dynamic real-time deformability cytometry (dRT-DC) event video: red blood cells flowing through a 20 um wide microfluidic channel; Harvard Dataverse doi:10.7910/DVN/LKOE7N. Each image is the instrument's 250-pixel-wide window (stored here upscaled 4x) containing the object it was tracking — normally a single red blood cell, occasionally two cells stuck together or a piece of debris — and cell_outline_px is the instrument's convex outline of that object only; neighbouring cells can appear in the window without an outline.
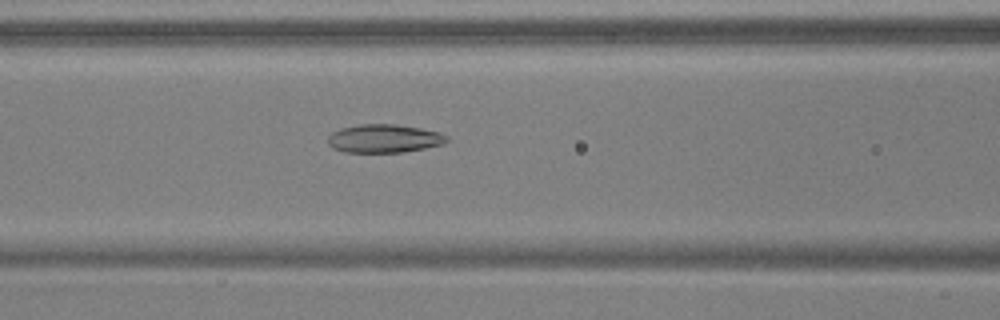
{"species": "common noctule bat (a hibernating species)", "species_latin": "Nyctalus noctula", "temperature_condition": "warm", "stored_images_in_passage": 53, "camera_frame_rate_fps": 3000, "um_per_image_px": 0.085, "animal": {"sex": "male", "body_mass_g": 17.9, "forearm_length_mm": 54.2}, "frame": {"image": 1, "passage_image": 23, "time_ms": 7.333, "image_size_px": [1000, 320], "cell_outline_px": [[448, 140], [444, 144], [404, 152], [344, 152], [332, 148], [328, 144], [328, 136], [332, 132], [340, 128], [360, 124], [396, 124], [420, 128], [440, 132], [448, 136]], "centroid_in_image_um": [32.64, 11.77], "position_along_channel_um": 134.0, "area_um2": 19.77}}
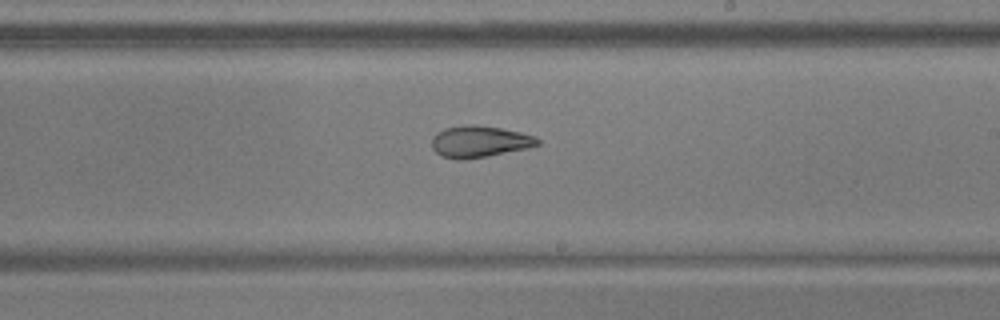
{"frame": {"image": 2, "passage_image": 32, "time_ms": 10.333, "image_size_px": [1000, 320], "cell_outline_px": [[540, 144], [528, 148], [488, 156], [464, 160], [456, 160], [440, 156], [432, 148], [432, 136], [436, 132], [444, 128], [468, 124], [472, 124], [500, 128], [520, 132], [536, 136], [540, 140]], "centroid_in_image_um": [40.74, 12.04], "position_along_channel_um": 248.3, "area_um2": 19.71}}
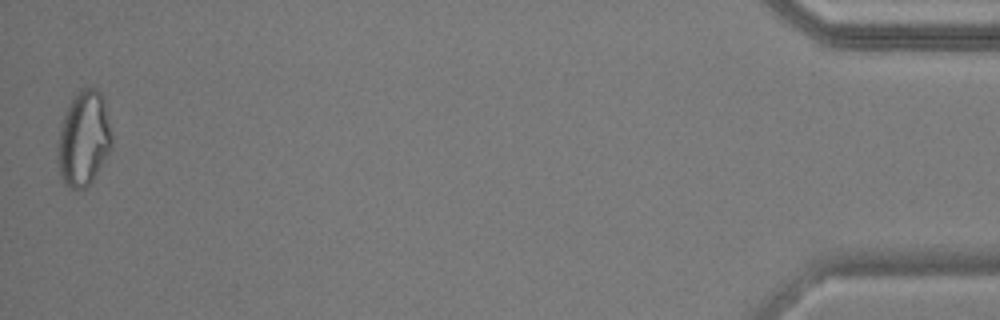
{"frame": {"image": 3, "passage_image": 53, "time_ms": 17.333, "image_size_px": [1000, 320], "cell_outline_px": [[112, 148], [88, 188], [72, 188], [64, 184], [60, 176], [56, 156], [56, 144], [60, 124], [72, 96], [80, 88], [88, 84], [96, 88], [100, 92], [104, 100], [112, 136]], "centroid_in_image_um": [7.09, 11.76], "position_along_channel_um": 428.1, "area_um2": 30.75}, "authors_computed_cell_mechanics": {"area_um2": 22.6576, "velocity_mm_per_s": 3.8177, "shape_relaxation_time_tau1_ms": null, "shape_relaxation_time_tau2_ms": 2.7306, "deformation_change_tau1": null, "deformation_change_tau2": 0.1033}}